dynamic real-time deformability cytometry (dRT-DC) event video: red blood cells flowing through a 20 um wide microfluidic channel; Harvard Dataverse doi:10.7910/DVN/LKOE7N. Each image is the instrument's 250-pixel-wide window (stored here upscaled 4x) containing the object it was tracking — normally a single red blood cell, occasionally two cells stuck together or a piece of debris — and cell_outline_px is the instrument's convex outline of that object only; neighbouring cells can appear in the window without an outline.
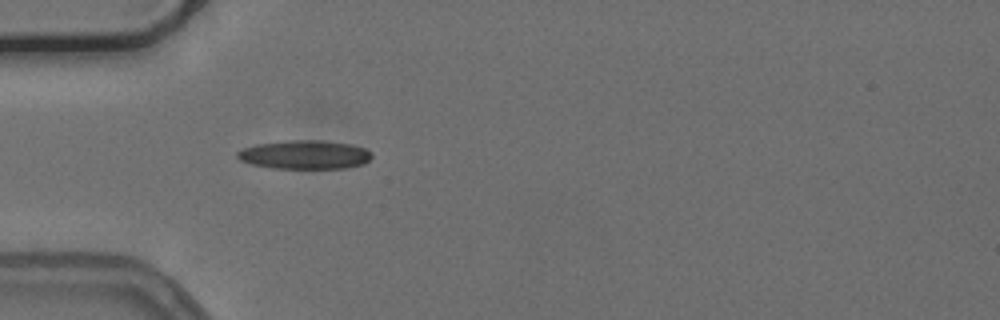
{"species": "common noctule bat (a hibernating species)", "species_latin": "Nyctalus noctula", "temperature_condition": "cold", "stored_images_in_passage": 39, "camera_frame_rate_fps": 3000, "um_per_image_px": 0.085, "animal": {"sex": "female", "body_mass_g": 24.6, "forearm_length_mm": 56.2}, "frame": {"image": 1, "passage_image": 1, "time_ms": 0.0, "image_size_px": [1000, 320], "cell_outline_px": [[368, 156], [364, 160], [352, 164], [316, 168], [300, 168], [268, 164], [252, 160], [240, 156], [244, 152], [280, 144], [328, 144], [352, 148], [368, 152]], "centroid_in_image_um": [26.06, 13.22], "position_along_channel_um": 58.9, "area_um2": 16.47}}
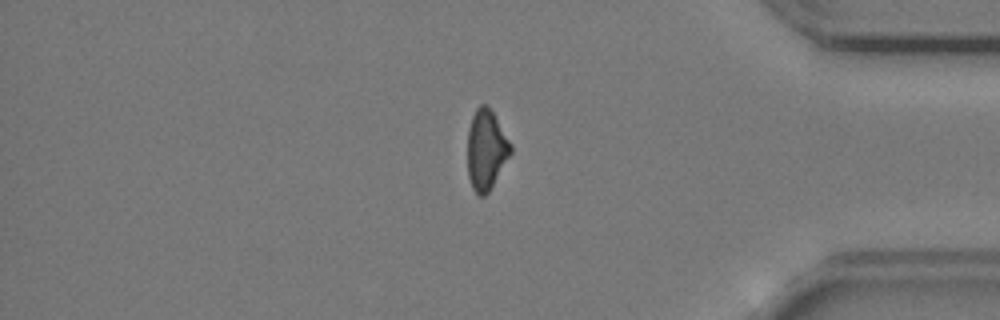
{"frame": {"image": 2, "passage_image": 30, "time_ms": 9.667, "image_size_px": [1000, 320], "cell_outline_px": [[508, 152], [488, 188], [484, 192], [480, 192], [476, 188], [472, 180], [468, 164], [468, 140], [472, 124], [476, 112], [480, 108], [484, 108], [492, 116], [508, 144]], "centroid_in_image_um": [41.25, 12.72], "position_along_channel_um": 393.9, "area_um2": 16.36}}
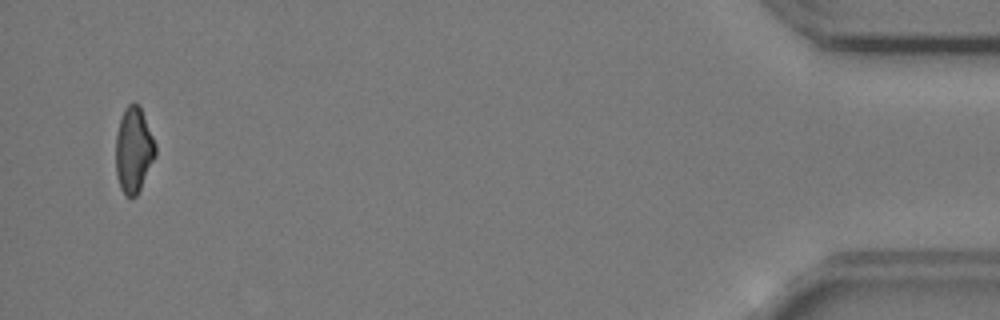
{"frame": {"image": 3, "passage_image": 37, "time_ms": 12.0, "image_size_px": [1000, 320], "cell_outline_px": [[152, 156], [140, 184], [136, 192], [132, 196], [128, 196], [120, 180], [116, 152], [120, 128], [124, 116], [132, 104], [136, 104], [140, 112], [152, 140]], "centroid_in_image_um": [11.33, 12.76], "position_along_channel_um": 423.9, "area_um2": 16.13}}